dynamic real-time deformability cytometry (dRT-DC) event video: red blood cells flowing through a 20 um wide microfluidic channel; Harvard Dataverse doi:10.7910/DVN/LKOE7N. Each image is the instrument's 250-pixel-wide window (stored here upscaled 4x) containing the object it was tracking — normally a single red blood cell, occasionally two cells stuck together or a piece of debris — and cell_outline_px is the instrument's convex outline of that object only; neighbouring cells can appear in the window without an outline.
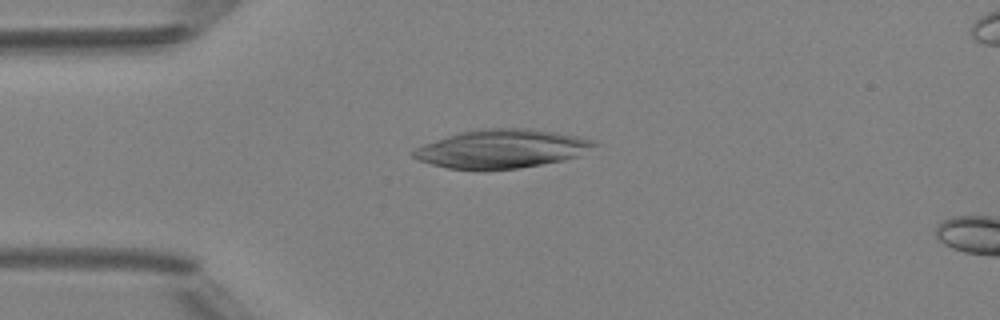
{"species": "Egyptian fruit bat (a non-hibernating species)", "species_latin": "Rousettus aegyptiacus", "temperature_condition": "room temperature", "stored_images_in_passage": 48, "camera_frame_rate_fps": 3000, "um_per_image_px": 0.085, "animal": {"sex": "female"}, "frame": {"image": 1, "passage_image": 12, "time_ms": 3.667, "image_size_px": [1000, 320], "cell_outline_px": [[600, 144], [576, 156], [564, 160], [520, 168], [448, 168], [432, 164], [420, 160], [412, 156], [412, 152], [416, 148], [424, 144], [460, 132], [480, 128], [528, 128], [556, 132], [576, 136], [592, 140]], "centroid_in_image_um": [42.67, 12.62], "position_along_channel_um": 42.3, "area_um2": 39.94}}
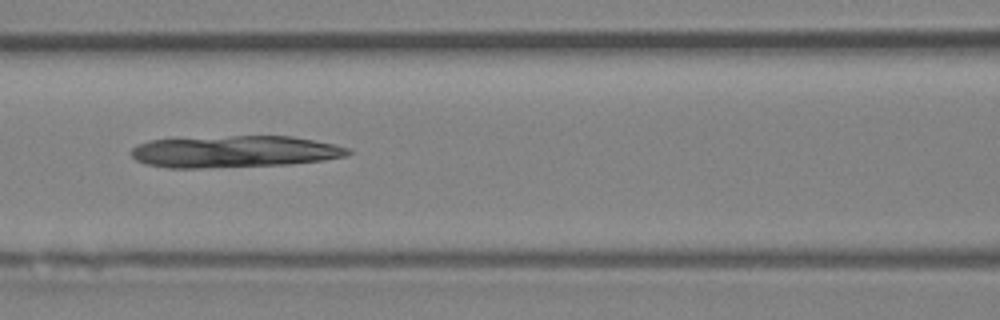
{"frame": {"image": 2, "passage_image": 21, "time_ms": 6.667, "image_size_px": [1000, 320], "cell_outline_px": [[352, 152], [348, 156], [324, 160], [292, 164], [204, 168], [168, 168], [144, 164], [136, 160], [132, 156], [132, 148], [136, 144], [148, 140], [232, 136], [292, 136], [352, 148]], "centroid_in_image_um": [19.94, 12.89], "position_along_channel_um": 146.7, "area_um2": 40.46}}
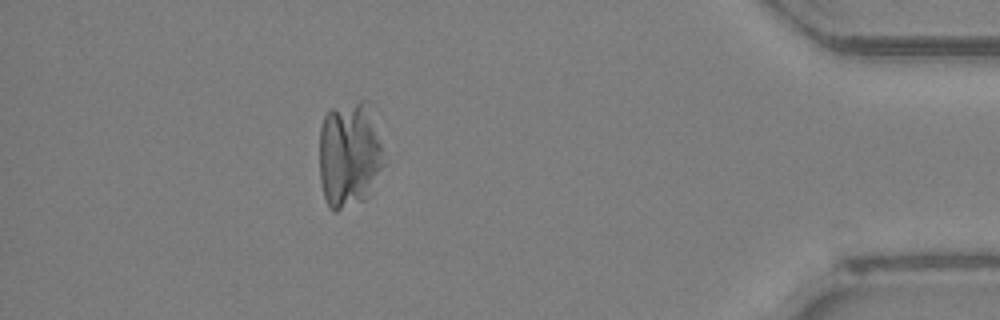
{"frame": {"image": 3, "passage_image": 43, "time_ms": 14.0, "image_size_px": [1000, 320], "cell_outline_px": [[388, 160], [364, 200], [336, 212], [328, 208], [324, 196], [320, 180], [320, 128], [324, 116], [332, 108], [360, 100], [368, 100]], "centroid_in_image_um": [29.73, 13.13], "position_along_channel_um": 405.5, "area_um2": 40.69}}